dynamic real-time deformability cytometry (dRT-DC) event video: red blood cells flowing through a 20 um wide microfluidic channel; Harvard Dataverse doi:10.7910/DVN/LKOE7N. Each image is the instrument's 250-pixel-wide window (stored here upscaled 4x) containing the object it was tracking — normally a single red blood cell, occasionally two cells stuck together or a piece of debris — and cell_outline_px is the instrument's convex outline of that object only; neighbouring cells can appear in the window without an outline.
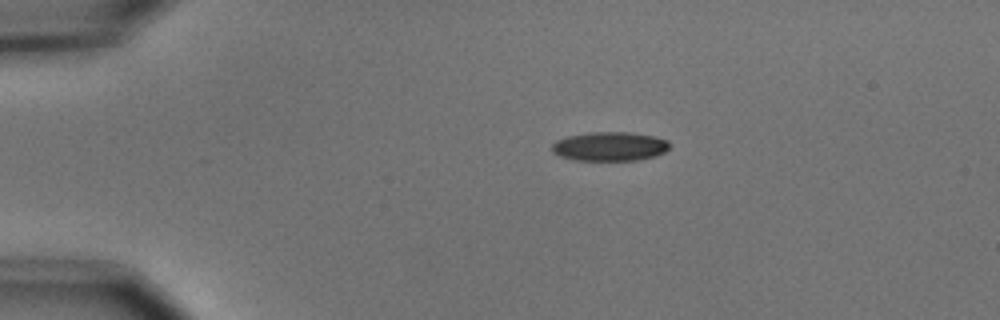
{"species": "common noctule bat (a hibernating species)", "species_latin": "Nyctalus noctula", "temperature_condition": "cold", "stored_images_in_passage": 8, "camera_frame_rate_fps": 3000, "um_per_image_px": 0.085, "animal": {"sex": "male", "body_mass_g": 15.6}, "frame": {"image": 1, "passage_image": 1, "time_ms": 0.0, "image_size_px": [1000, 320], "cell_outline_px": [[668, 148], [664, 152], [656, 156], [636, 160], [576, 160], [560, 156], [552, 152], [552, 144], [556, 140], [568, 136], [588, 132], [628, 132], [656, 136], [668, 140]], "centroid_in_image_um": [51.82, 12.44], "position_along_channel_um": 33.2, "area_um2": 19.94}}
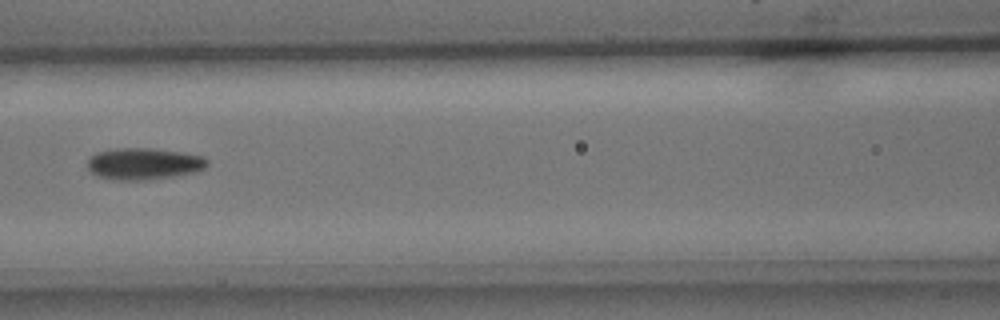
{"frame": {"image": 2, "passage_image": 5, "time_ms": 1.333, "image_size_px": [1000, 320], "cell_outline_px": [[208, 164], [204, 168], [196, 172], [172, 176], [144, 180], [112, 180], [100, 176], [92, 172], [88, 168], [88, 160], [96, 152], [116, 148], [152, 148], [180, 152], [204, 156], [208, 160]], "centroid_in_image_um": [12.23, 13.91], "position_along_channel_um": 154.4, "area_um2": 22.02}}
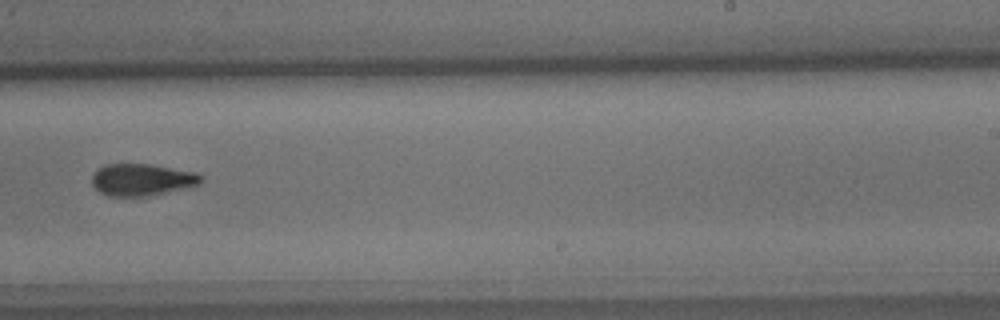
{"frame": {"image": 3, "passage_image": 8, "time_ms": 2.333, "image_size_px": [1000, 320], "cell_outline_px": [[204, 180], [200, 184], [148, 196], [108, 196], [100, 192], [92, 184], [92, 176], [104, 164], [148, 164], [196, 172], [204, 176]], "centroid_in_image_um": [12.08, 15.27], "position_along_channel_um": 276.9, "area_um2": 20.17}}